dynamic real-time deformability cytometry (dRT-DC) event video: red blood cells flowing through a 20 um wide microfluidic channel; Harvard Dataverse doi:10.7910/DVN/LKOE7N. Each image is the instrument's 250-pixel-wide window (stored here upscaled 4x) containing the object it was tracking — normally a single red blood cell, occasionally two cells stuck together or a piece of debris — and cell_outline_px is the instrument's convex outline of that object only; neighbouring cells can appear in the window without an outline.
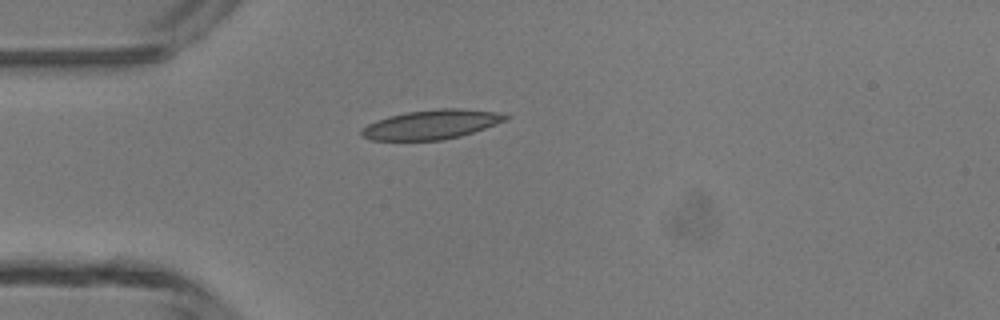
{"species": "common noctule bat (a hibernating species)", "species_latin": "Nyctalus noctula", "temperature_condition": "room temperature", "stored_images_in_passage": 5, "camera_frame_rate_fps": 3000, "um_per_image_px": 0.085, "animal": {"sex": "male", "body_mass_g": 13.3}, "frame": {"image": 1, "passage_image": 5, "time_ms": 5.667, "image_size_px": [1000, 320], "cell_outline_px": [[512, 116], [496, 124], [460, 136], [440, 140], [372, 140], [360, 136], [360, 128], [376, 120], [388, 116], [404, 112], [440, 108], [460, 108], [496, 112]], "centroid_in_image_um": [36.61, 10.57], "position_along_channel_um": 48.4, "area_um2": 24.62}}